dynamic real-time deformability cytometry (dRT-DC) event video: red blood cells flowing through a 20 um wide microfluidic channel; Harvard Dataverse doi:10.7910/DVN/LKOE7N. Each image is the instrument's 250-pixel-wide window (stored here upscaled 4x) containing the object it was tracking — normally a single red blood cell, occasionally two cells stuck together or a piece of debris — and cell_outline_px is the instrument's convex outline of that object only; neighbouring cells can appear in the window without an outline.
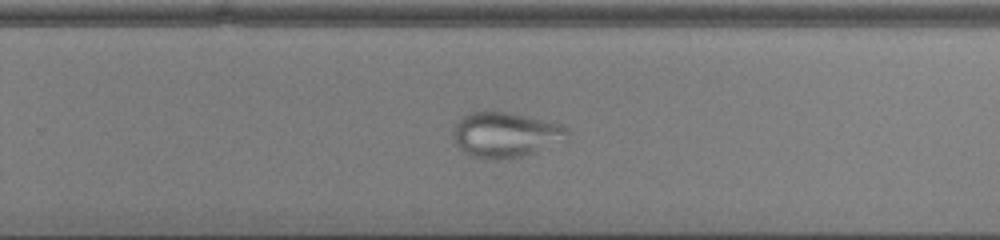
{"species": "common noctule bat (a hibernating species)", "species_latin": "Nyctalus noctula", "temperature_condition": "cold", "stored_images_in_passage": 37, "camera_frame_rate_fps": 3000, "um_per_image_px": 0.085, "animal": {"sex": "male", "body_mass_g": 13.0, "forearm_length_mm": 53.1}, "frame": {"image": 1, "passage_image": 20, "time_ms": 6.333, "image_size_px": [1000, 240], "cell_outline_px": [[568, 140], [536, 152], [520, 156], [496, 160], [492, 160], [472, 156], [464, 152], [456, 144], [452, 136], [452, 128], [464, 116], [472, 112], [508, 112], [560, 124], [568, 128]], "centroid_in_image_um": [42.98, 11.47], "position_along_channel_um": 286.8, "area_um2": 30.0}}
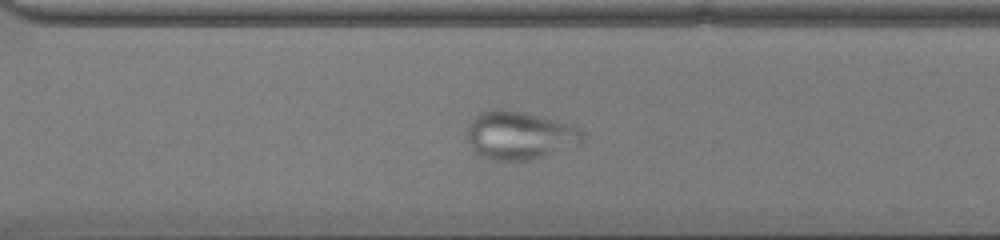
{"frame": {"image": 2, "passage_image": 23, "time_ms": 7.333, "image_size_px": [1000, 240], "cell_outline_px": [[584, 136], [580, 140], [544, 156], [528, 160], [492, 160], [480, 156], [472, 148], [468, 140], [468, 124], [472, 116], [480, 112], [496, 108], [520, 112], [556, 120], [568, 124], [576, 128]], "centroid_in_image_um": [44.02, 11.49], "position_along_channel_um": 326.6, "area_um2": 31.5}}
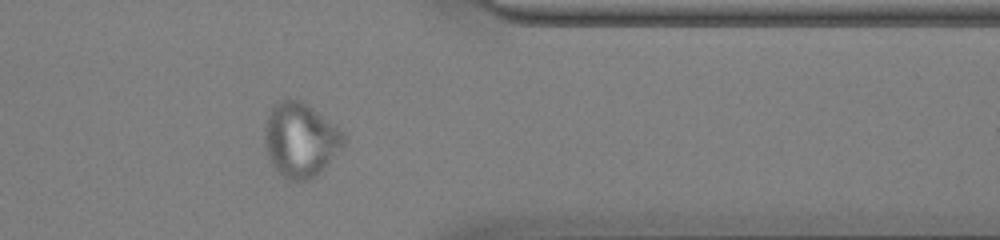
{"frame": {"image": 3, "passage_image": 28, "time_ms": 9.0, "image_size_px": [1000, 240], "cell_outline_px": [[344, 144], [324, 168], [316, 176], [308, 180], [288, 180], [268, 160], [264, 144], [264, 128], [268, 112], [280, 100], [288, 96], [300, 100], [308, 104], [344, 132]], "centroid_in_image_um": [25.5, 11.85], "position_along_channel_um": 385.9, "area_um2": 34.33}}